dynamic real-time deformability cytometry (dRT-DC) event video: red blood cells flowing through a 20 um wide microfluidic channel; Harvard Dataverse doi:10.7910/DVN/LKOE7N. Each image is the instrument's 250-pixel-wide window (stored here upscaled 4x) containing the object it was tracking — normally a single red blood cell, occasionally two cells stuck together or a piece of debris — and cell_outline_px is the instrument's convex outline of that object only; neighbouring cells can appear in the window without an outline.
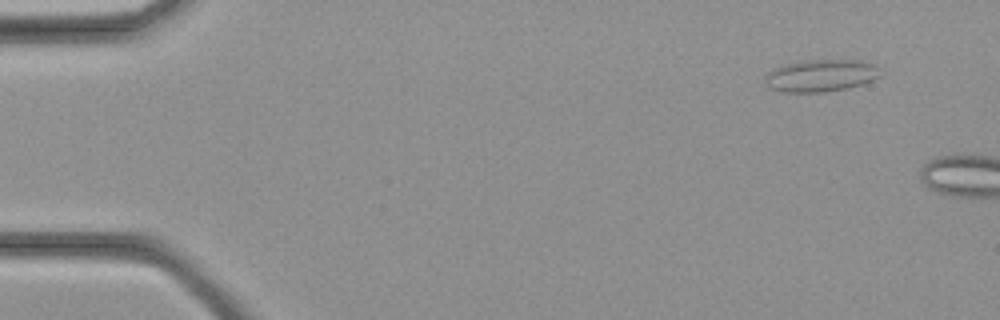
{"species": "common noctule bat (a hibernating species)", "species_latin": "Nyctalus noctula", "temperature_condition": "cold", "stored_images_in_passage": 3, "camera_frame_rate_fps": 3000, "um_per_image_px": 0.085, "animal": {"sex": "female", "body_mass_g": 21.9}, "frame": {"image": 1, "passage_image": 1, "time_ms": 0.0, "image_size_px": [1000, 320], "cell_outline_px": [[880, 76], [872, 80], [848, 88], [824, 92], [784, 92], [768, 88], [764, 84], [764, 76], [772, 68], [784, 64], [808, 60], [860, 60], [876, 64]], "centroid_in_image_um": [69.71, 6.42], "position_along_channel_um": 15.3, "area_um2": 21.79}}